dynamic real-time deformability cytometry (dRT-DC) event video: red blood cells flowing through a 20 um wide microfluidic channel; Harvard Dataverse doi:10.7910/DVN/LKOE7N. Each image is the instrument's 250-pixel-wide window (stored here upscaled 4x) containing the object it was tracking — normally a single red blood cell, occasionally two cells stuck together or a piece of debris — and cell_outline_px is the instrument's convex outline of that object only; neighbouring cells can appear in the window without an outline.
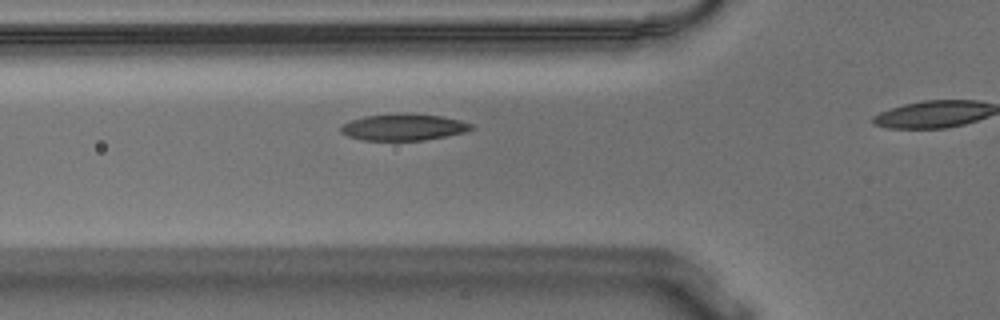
{"species": "Egyptian fruit bat (a non-hibernating species)", "species_latin": "Rousettus aegyptiacus", "temperature_condition": "warm", "stored_images_in_passage": 18, "camera_frame_rate_fps": 3000, "um_per_image_px": 0.085, "animal": {"sex": "male"}, "frame": {"image": 1, "passage_image": 13, "time_ms": 4.0, "image_size_px": [1000, 320], "cell_outline_px": [[476, 128], [464, 132], [424, 140], [364, 140], [348, 136], [340, 132], [340, 128], [344, 124], [352, 120], [364, 116], [400, 112], [404, 112], [444, 116], [460, 120], [472, 124]], "centroid_in_image_um": [34.32, 10.79], "position_along_channel_um": 91.5, "area_um2": 20.35}}
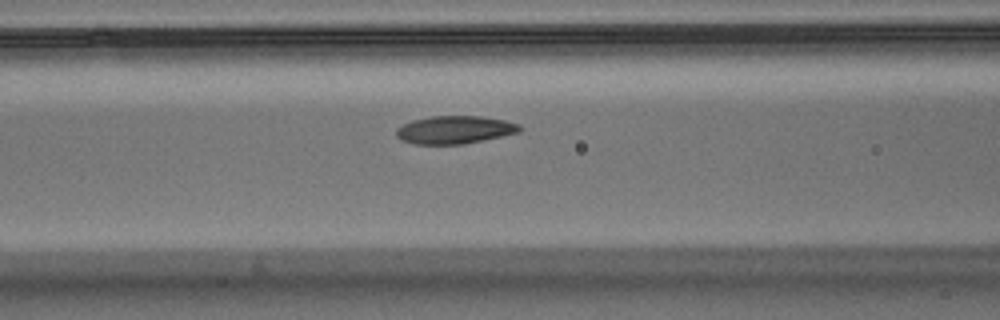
{"frame": {"image": 2, "passage_image": 16, "time_ms": 5.0, "image_size_px": [1000, 320], "cell_outline_px": [[524, 128], [520, 132], [464, 144], [412, 144], [400, 140], [396, 136], [396, 128], [412, 120], [432, 116], [484, 116], [504, 120], [520, 124]], "centroid_in_image_um": [38.66, 11.03], "position_along_channel_um": 127.9, "area_um2": 20.23}}